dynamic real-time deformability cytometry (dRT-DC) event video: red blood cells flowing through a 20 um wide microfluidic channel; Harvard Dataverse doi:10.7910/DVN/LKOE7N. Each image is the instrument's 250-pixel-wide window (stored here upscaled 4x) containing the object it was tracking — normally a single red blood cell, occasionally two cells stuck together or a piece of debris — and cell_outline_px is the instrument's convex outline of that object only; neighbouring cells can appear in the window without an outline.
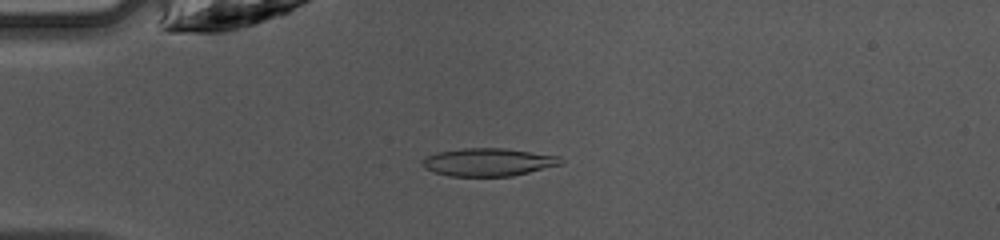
{"species": "common noctule bat (a hibernating species)", "species_latin": "Nyctalus noctula", "temperature_condition": "warm", "stored_images_in_passage": 47, "camera_frame_rate_fps": 3000, "um_per_image_px": 0.085, "animal": {"sex": "female", "body_mass_g": 10.0, "forearm_length_mm": 53.1}, "frame": {"image": 1, "passage_image": 12, "time_ms": 3.667, "image_size_px": [1000, 240], "cell_outline_px": [[564, 160], [560, 164], [512, 176], [448, 176], [432, 172], [424, 168], [420, 164], [428, 156], [436, 152], [464, 148], [504, 148], [560, 156]], "centroid_in_image_um": [41.46, 13.78], "position_along_channel_um": 43.5, "area_um2": 22.43}}
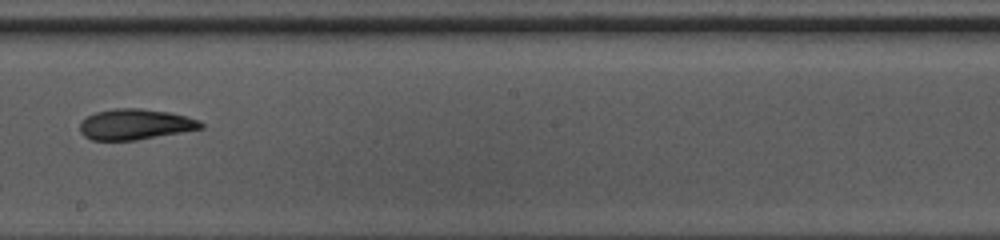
{"frame": {"image": 2, "passage_image": 27, "time_ms": 8.667, "image_size_px": [1000, 240], "cell_outline_px": [[204, 128], [136, 140], [92, 140], [84, 136], [80, 132], [80, 124], [88, 116], [96, 112], [112, 108], [140, 108], [168, 112], [188, 116], [200, 120], [204, 124]], "centroid_in_image_um": [11.52, 10.56], "position_along_channel_um": 236.7, "area_um2": 21.62}}
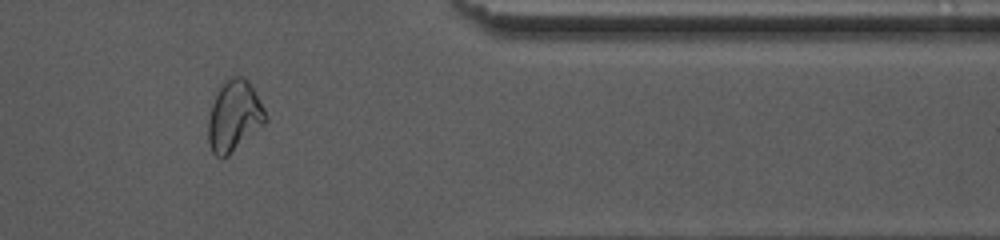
{"frame": {"image": 3, "passage_image": 39, "time_ms": 12.667, "image_size_px": [1000, 240], "cell_outline_px": [[268, 120], [264, 124], [228, 156], [216, 156], [212, 152], [208, 144], [208, 116], [212, 104], [224, 80], [232, 76], [244, 76], [248, 80], [264, 108], [268, 116]], "centroid_in_image_um": [19.9, 9.86], "position_along_channel_um": 391.5, "area_um2": 23.58}, "authors_computed_cell_mechanics": {"area_um2": 22.1374, "velocity_mm_per_s": 4.2573, "shape_relaxation_time_tau1_ms": 4.1199, "shape_relaxation_time_tau2_ms": 3.8326, "deformation_change_tau1": 0.1758, "deformation_change_tau2": 0.0836}}